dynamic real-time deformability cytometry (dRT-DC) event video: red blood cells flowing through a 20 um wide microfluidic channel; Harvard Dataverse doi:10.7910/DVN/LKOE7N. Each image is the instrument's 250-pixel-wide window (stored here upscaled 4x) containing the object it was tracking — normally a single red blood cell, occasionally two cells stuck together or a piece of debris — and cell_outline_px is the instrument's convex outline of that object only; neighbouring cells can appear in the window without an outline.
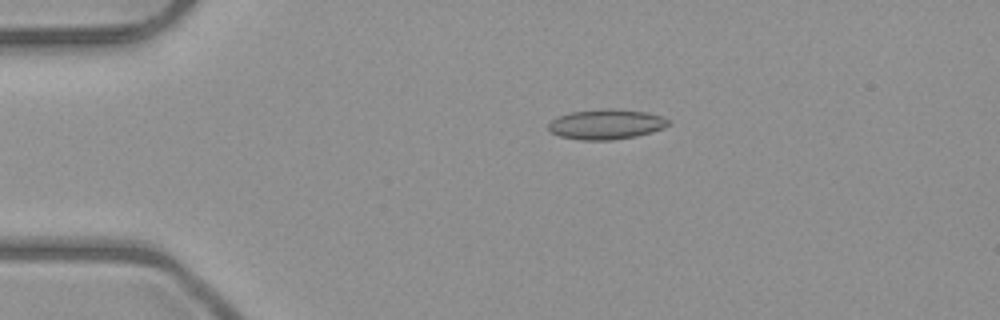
{"species": "common noctule bat (a hibernating species)", "species_latin": "Nyctalus noctula", "temperature_condition": "room temperature", "stored_images_in_passage": 2, "camera_frame_rate_fps": 3000, "um_per_image_px": 0.085, "animal": {"sex": "male", "body_mass_g": 23.1, "forearm_length_mm": 52.7}, "frame": {"image": 1, "passage_image": 1, "time_ms": 0.0, "image_size_px": [1000, 320], "cell_outline_px": [[672, 124], [664, 128], [652, 132], [636, 136], [612, 140], [580, 140], [560, 136], [552, 132], [548, 128], [548, 124], [552, 120], [560, 116], [572, 112], [600, 108], [612, 108], [648, 112], [660, 116], [668, 120]], "centroid_in_image_um": [51.56, 10.56], "position_along_channel_um": 33.4, "area_um2": 21.1}}